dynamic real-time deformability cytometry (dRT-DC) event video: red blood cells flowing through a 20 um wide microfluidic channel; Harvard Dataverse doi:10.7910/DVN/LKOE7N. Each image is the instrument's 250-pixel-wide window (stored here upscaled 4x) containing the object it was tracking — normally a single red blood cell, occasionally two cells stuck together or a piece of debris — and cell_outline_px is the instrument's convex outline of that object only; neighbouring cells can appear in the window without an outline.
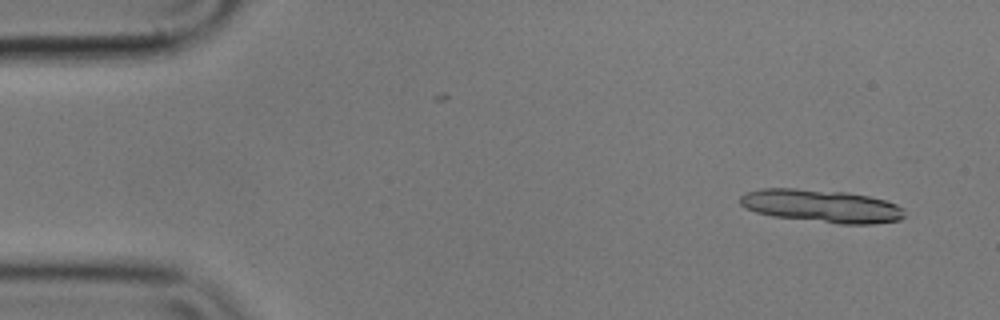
{"species": "common noctule bat (a hibernating species)", "species_latin": "Nyctalus noctula", "temperature_condition": "cold", "stored_images_in_passage": 16, "camera_frame_rate_fps": 3000, "um_per_image_px": 0.085, "animal": {"sex": "male", "body_mass_g": 17.9}, "frame": {"image": 1, "passage_image": 4, "time_ms": 1.0, "image_size_px": [1000, 320], "cell_outline_px": [[904, 216], [900, 220], [872, 224], [840, 224], [772, 216], [756, 212], [740, 204], [740, 196], [744, 192], [764, 188], [796, 188], [848, 192], [868, 196], [884, 200], [896, 204], [904, 208]], "centroid_in_image_um": [69.83, 17.5], "position_along_channel_um": 15.2, "area_um2": 31.62}}